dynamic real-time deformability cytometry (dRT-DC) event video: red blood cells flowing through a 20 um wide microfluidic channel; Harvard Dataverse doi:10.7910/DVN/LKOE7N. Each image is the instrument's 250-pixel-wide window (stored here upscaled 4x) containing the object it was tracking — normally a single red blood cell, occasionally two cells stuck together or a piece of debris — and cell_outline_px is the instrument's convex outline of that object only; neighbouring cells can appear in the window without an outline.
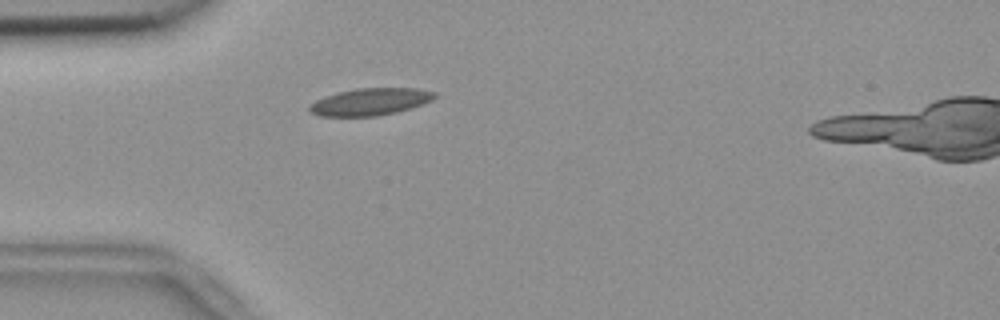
{"species": "common noctule bat (a hibernating species)", "species_latin": "Nyctalus noctula", "temperature_condition": "room temperature", "stored_images_in_passage": 43, "camera_frame_rate_fps": 3000, "um_per_image_px": 0.085, "animal": {"sex": "female", "body_mass_g": 18.4}, "frame": {"image": 1, "passage_image": 5, "time_ms": 1.333, "image_size_px": [1000, 320], "cell_outline_px": [[436, 96], [432, 100], [424, 104], [412, 108], [396, 112], [376, 116], [320, 116], [308, 112], [308, 108], [316, 100], [324, 96], [336, 92], [356, 88], [416, 88], [436, 92]], "centroid_in_image_um": [31.47, 8.65], "position_along_channel_um": 53.5, "area_um2": 19.94}}
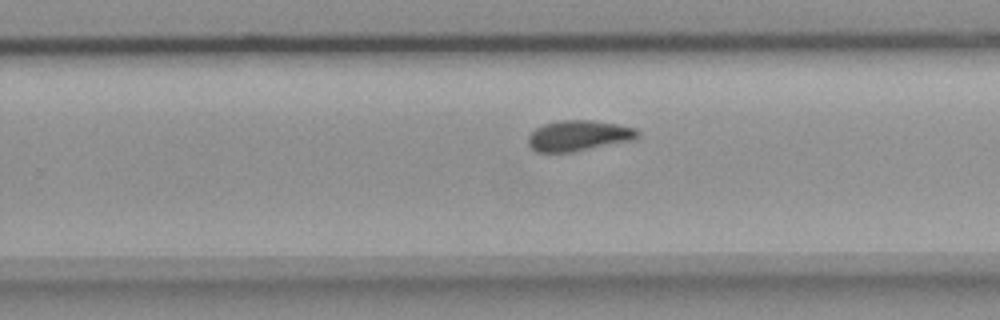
{"frame": {"image": 2, "passage_image": 24, "time_ms": 7.667, "image_size_px": [1000, 320], "cell_outline_px": [[640, 136], [632, 140], [572, 152], [536, 152], [528, 144], [528, 136], [536, 128], [544, 124], [560, 120], [592, 120], [616, 124], [636, 128], [640, 132]], "centroid_in_image_um": [49.18, 11.53], "position_along_channel_um": 280.6, "area_um2": 19.48}}
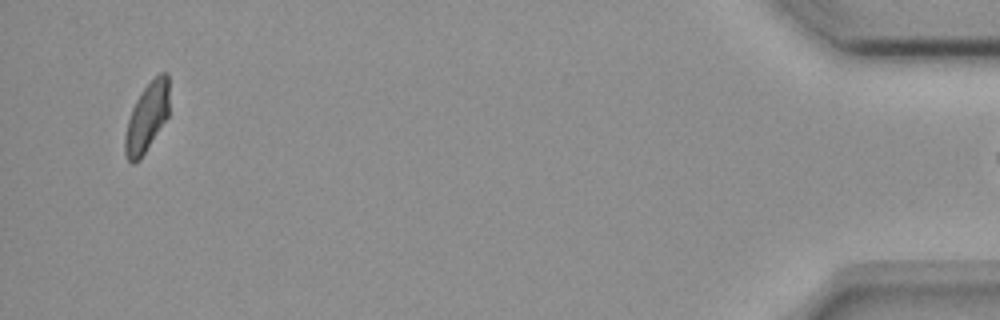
{"frame": {"image": 3, "passage_image": 42, "time_ms": 13.667, "image_size_px": [1000, 320], "cell_outline_px": [[168, 116], [140, 160], [136, 164], [132, 164], [128, 160], [124, 152], [124, 136], [128, 120], [132, 108], [136, 100], [144, 88], [160, 72], [168, 72]], "centroid_in_image_um": [12.47, 10.01], "position_along_channel_um": 422.7, "area_um2": 17.69}}